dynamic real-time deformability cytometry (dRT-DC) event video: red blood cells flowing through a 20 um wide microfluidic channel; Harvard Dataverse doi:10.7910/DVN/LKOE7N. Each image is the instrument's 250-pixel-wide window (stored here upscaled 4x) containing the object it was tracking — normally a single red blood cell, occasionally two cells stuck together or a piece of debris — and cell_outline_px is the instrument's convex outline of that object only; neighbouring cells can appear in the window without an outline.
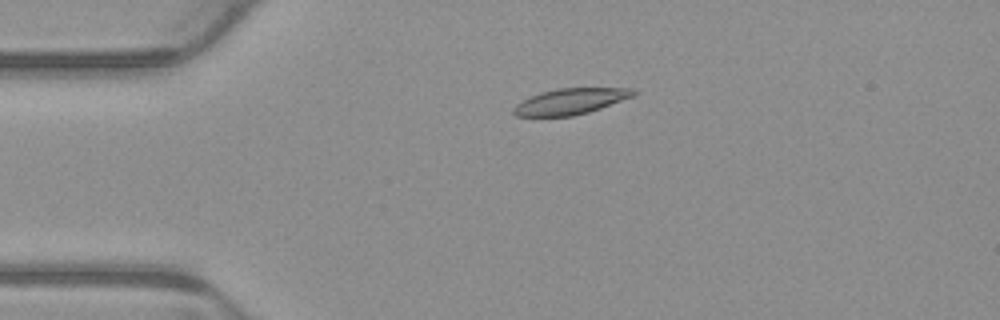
{"species": "common noctule bat (a hibernating species)", "species_latin": "Nyctalus noctula", "temperature_condition": "warm", "stored_images_in_passage": 5, "camera_frame_rate_fps": 3000, "um_per_image_px": 0.085, "animal": {"sex": "male", "body_mass_g": 23.1, "forearm_length_mm": 52.7}, "frame": {"image": 1, "passage_image": 4, "time_ms": 1.0, "image_size_px": [1000, 320], "cell_outline_px": [[636, 96], [588, 112], [572, 116], [516, 116], [512, 112], [512, 108], [520, 100], [540, 92], [556, 88], [636, 88]], "centroid_in_image_um": [48.49, 8.61], "position_along_channel_um": 36.5, "area_um2": 18.32}}